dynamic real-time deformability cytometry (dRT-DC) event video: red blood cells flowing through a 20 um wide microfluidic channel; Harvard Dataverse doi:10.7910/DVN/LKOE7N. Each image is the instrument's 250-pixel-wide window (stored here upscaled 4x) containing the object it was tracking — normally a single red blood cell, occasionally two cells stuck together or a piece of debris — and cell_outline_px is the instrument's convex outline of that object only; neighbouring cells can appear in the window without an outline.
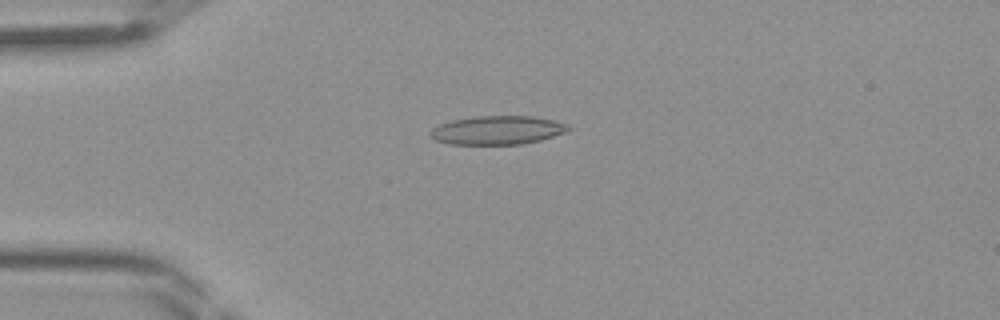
{"species": "Egyptian fruit bat (a non-hibernating species)", "species_latin": "Rousettus aegyptiacus", "temperature_condition": "room temperature", "stored_images_in_passage": 44, "camera_frame_rate_fps": 3000, "um_per_image_px": 0.085, "frame": {"image": 1, "passage_image": 11, "time_ms": 3.333, "image_size_px": [1000, 320], "cell_outline_px": [[572, 128], [564, 132], [540, 140], [524, 144], [448, 144], [436, 140], [428, 132], [432, 128], [440, 124], [452, 120], [476, 116], [532, 116], [552, 120], [568, 124]], "centroid_in_image_um": [42.26, 11.06], "position_along_channel_um": 42.7, "area_um2": 22.95}}
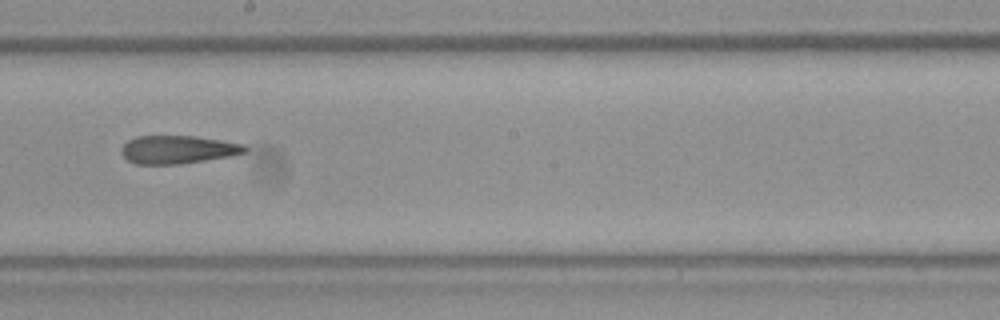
{"frame": {"image": 2, "passage_image": 25, "time_ms": 8.0, "image_size_px": [1000, 320], "cell_outline_px": [[248, 148], [244, 152], [232, 156], [180, 164], [136, 164], [128, 160], [120, 152], [120, 148], [128, 140], [136, 136], [196, 136], [244, 144]], "centroid_in_image_um": [15.1, 12.71], "position_along_channel_um": 233.1, "area_um2": 20.29}}
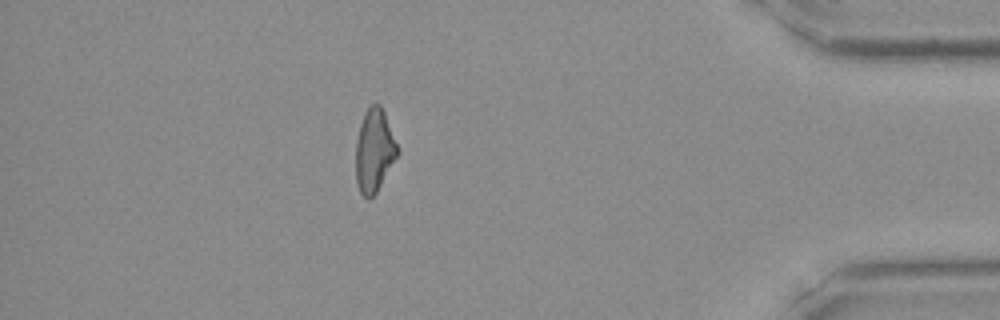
{"frame": {"image": 3, "passage_image": 39, "time_ms": 12.667, "image_size_px": [1000, 320], "cell_outline_px": [[400, 152], [376, 192], [368, 200], [360, 192], [356, 180], [356, 140], [360, 124], [364, 112], [372, 104], [380, 104], [384, 112]], "centroid_in_image_um": [31.81, 12.8], "position_along_channel_um": 403.4, "area_um2": 20.0}}